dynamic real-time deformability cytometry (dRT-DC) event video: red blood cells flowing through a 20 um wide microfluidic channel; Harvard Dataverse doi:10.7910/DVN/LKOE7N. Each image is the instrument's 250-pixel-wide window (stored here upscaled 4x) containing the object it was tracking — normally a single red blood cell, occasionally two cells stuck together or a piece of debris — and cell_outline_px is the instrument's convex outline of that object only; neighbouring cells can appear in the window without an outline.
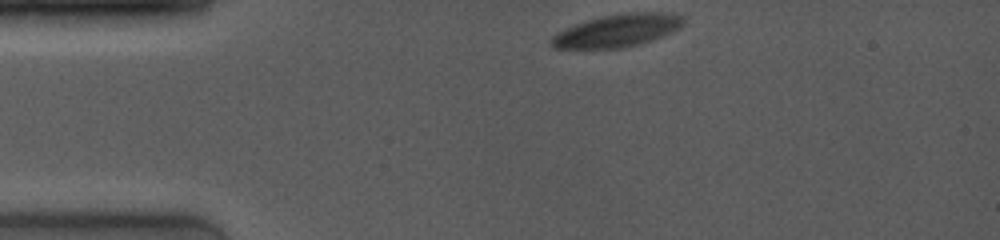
{"species": "common noctule bat (a hibernating species)", "species_latin": "Nyctalus noctula", "temperature_condition": "room temperature", "stored_images_in_passage": 4, "camera_frame_rate_fps": 4000, "um_per_image_px": 0.085, "animal": {"sex": "female", "body_mass_g": 19.0, "forearm_length_mm": 53.3}, "frame": {"image": 1, "passage_image": 1, "time_ms": 0.0, "image_size_px": [1000, 240], "cell_outline_px": [[684, 24], [672, 32], [652, 40], [640, 44], [624, 48], [552, 48], [548, 44], [548, 40], [556, 32], [576, 24], [600, 16], [628, 12], [664, 12], [684, 16]], "centroid_in_image_um": [52.45, 2.6], "position_along_channel_um": 32.5, "area_um2": 25.32}}